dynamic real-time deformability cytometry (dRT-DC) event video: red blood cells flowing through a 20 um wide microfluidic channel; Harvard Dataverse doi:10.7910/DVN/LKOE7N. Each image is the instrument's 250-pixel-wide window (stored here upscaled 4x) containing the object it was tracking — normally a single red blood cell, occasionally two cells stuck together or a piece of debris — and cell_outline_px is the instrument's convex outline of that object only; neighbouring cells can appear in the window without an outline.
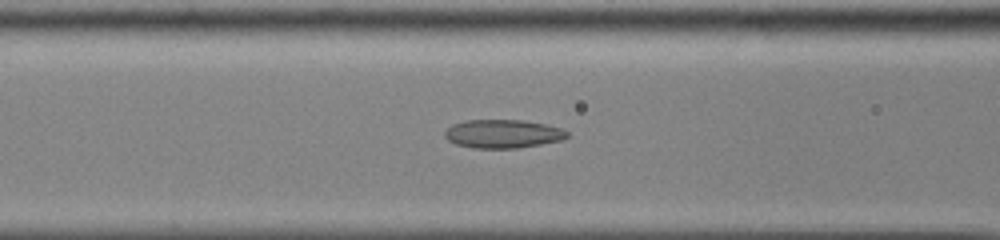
{"species": "common noctule bat (a hibernating species)", "species_latin": "Nyctalus noctula", "temperature_condition": "cold", "stored_images_in_passage": 51, "camera_frame_rate_fps": 3000, "um_per_image_px": 0.085, "animal": {"sex": "male", "body_mass_g": 13.0, "forearm_length_mm": 53.1}, "frame": {"image": 1, "passage_image": 21, "time_ms": 6.667, "image_size_px": [1000, 240], "cell_outline_px": [[568, 136], [564, 140], [516, 148], [472, 148], [456, 144], [448, 140], [444, 136], [444, 132], [452, 124], [464, 120], [520, 120], [544, 124], [560, 128], [568, 132]], "centroid_in_image_um": [42.72, 11.37], "position_along_channel_um": 123.9, "area_um2": 20.29}}
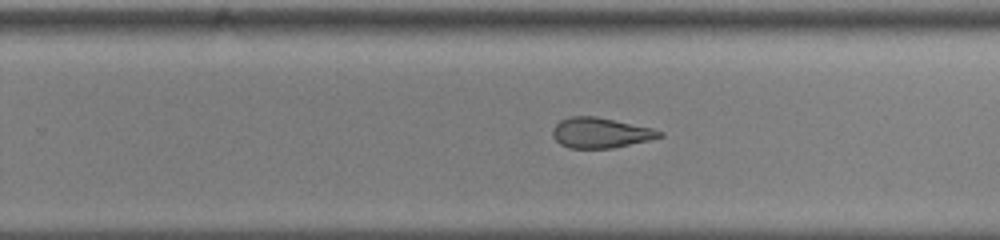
{"frame": {"image": 2, "passage_image": 33, "time_ms": 10.667, "image_size_px": [1000, 240], "cell_outline_px": [[664, 136], [648, 140], [612, 148], [568, 148], [560, 144], [552, 136], [552, 128], [560, 120], [568, 116], [596, 116], [652, 128], [664, 132]], "centroid_in_image_um": [51.01, 11.28], "position_along_channel_um": 278.8, "area_um2": 18.9}}
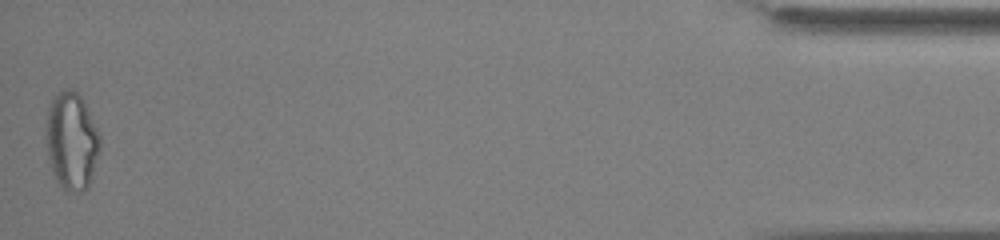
{"frame": {"image": 3, "passage_image": 51, "time_ms": 16.667, "image_size_px": [1000, 240], "cell_outline_px": [[100, 148], [88, 184], [80, 192], [64, 192], [60, 188], [52, 172], [48, 156], [48, 108], [52, 100], [60, 92], [68, 88], [72, 88], [80, 96], [100, 136]], "centroid_in_image_um": [6.09, 12.03], "position_along_channel_um": 429.1, "area_um2": 29.71}, "authors_computed_cell_mechanics": {"area_um2": 22.1952, "velocity_mm_per_s": 3.8804, "shape_relaxation_time_tau1_ms": null, "shape_relaxation_time_tau2_ms": 4.2322, "deformation_change_tau1": null, "deformation_change_tau2": 0.1291}}